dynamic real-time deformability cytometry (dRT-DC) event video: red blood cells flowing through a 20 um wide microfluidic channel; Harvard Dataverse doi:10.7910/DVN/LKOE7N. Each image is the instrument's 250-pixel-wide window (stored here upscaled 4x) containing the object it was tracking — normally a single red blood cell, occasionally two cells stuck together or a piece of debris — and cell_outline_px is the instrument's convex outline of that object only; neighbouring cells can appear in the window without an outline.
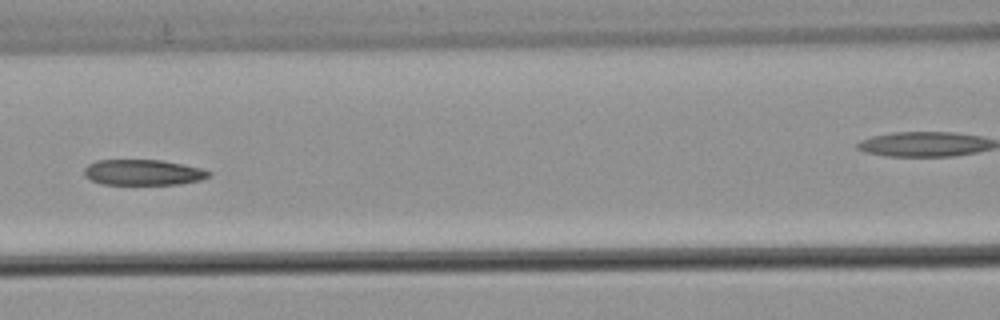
{"species": "common noctule bat (a hibernating species)", "species_latin": "Nyctalus noctula", "temperature_condition": "warm", "stored_images_in_passage": 7, "camera_frame_rate_fps": 3000, "um_per_image_px": 0.085, "animal": {"sex": "male", "body_mass_g": 21.5, "forearm_length_mm": 52.0}, "frame": {"image": 1, "passage_image": 6, "time_ms": 1.667, "image_size_px": [1000, 320], "cell_outline_px": [[212, 172], [208, 176], [200, 180], [180, 184], [104, 184], [92, 180], [84, 176], [84, 168], [88, 164], [96, 160], [164, 160], [184, 164], [200, 168]], "centroid_in_image_um": [12.15, 14.64], "position_along_channel_um": 154.4, "area_um2": 18.61}}